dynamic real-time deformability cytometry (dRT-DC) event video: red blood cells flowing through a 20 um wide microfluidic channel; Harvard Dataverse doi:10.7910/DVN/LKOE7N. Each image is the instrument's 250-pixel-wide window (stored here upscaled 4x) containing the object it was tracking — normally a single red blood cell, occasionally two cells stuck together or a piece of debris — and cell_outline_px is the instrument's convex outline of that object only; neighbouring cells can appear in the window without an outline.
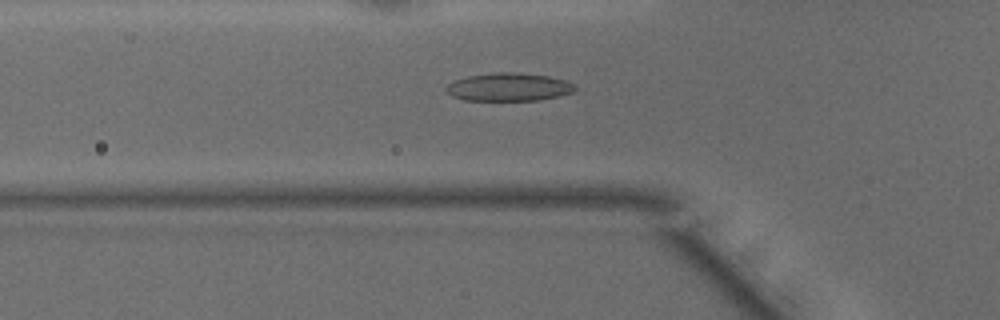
{"species": "common noctule bat (a hibernating species)", "species_latin": "Nyctalus noctula", "temperature_condition": "warm", "stored_images_in_passage": 43, "camera_frame_rate_fps": 3000, "um_per_image_px": 0.085, "animal": {"sex": "male", "body_mass_g": 15.6}, "frame": {"image": 1, "passage_image": 16, "time_ms": 5.0, "image_size_px": [1000, 320], "cell_outline_px": [[576, 92], [540, 100], [464, 100], [452, 96], [444, 88], [448, 84], [456, 80], [468, 76], [500, 72], [508, 72], [548, 76], [564, 80], [576, 84]], "centroid_in_image_um": [43.28, 7.41], "position_along_channel_um": 82.5, "area_um2": 20.92}}
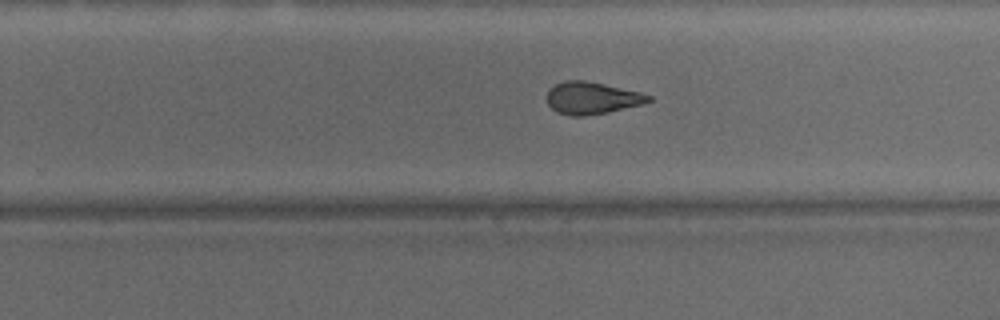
{"frame": {"image": 2, "passage_image": 30, "time_ms": 9.667, "image_size_px": [1000, 320], "cell_outline_px": [[652, 100], [644, 104], [608, 112], [584, 116], [568, 116], [556, 112], [548, 104], [548, 88], [564, 80], [584, 80], [604, 84], [640, 92], [652, 96]], "centroid_in_image_um": [50.31, 8.34], "position_along_channel_um": 279.5, "area_um2": 19.13}}
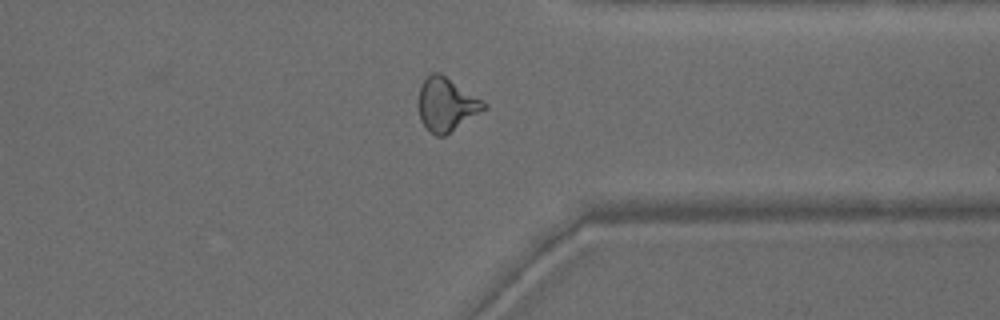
{"frame": {"image": 3, "passage_image": 37, "time_ms": 12.0, "image_size_px": [1000, 320], "cell_outline_px": [[488, 108], [444, 136], [436, 136], [428, 132], [420, 120], [416, 104], [420, 84], [432, 72], [440, 72], [484, 100], [488, 104]], "centroid_in_image_um": [37.92, 8.88], "position_along_channel_um": 373.5, "area_um2": 20.98}, "authors_computed_cell_mechanics": {"area_um2": 20.3456, "velocity_mm_per_s": 4.2003, "shape_relaxation_time_tau1_ms": 7.9771, "shape_relaxation_time_tau2_ms": 2.1083, "deformation_change_tau1": 0.2228, "deformation_change_tau2": 0.0946}}